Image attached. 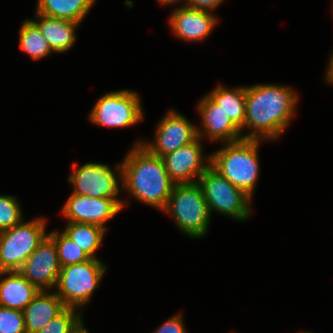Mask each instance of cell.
I'll return each mask as SVG.
<instances>
[{"label": "cell", "instance_id": "1", "mask_svg": "<svg viewBox=\"0 0 333 333\" xmlns=\"http://www.w3.org/2000/svg\"><path fill=\"white\" fill-rule=\"evenodd\" d=\"M299 97L289 86L255 84L246 86L245 122L251 131L244 139L275 140L289 126Z\"/></svg>", "mask_w": 333, "mask_h": 333}, {"label": "cell", "instance_id": "2", "mask_svg": "<svg viewBox=\"0 0 333 333\" xmlns=\"http://www.w3.org/2000/svg\"><path fill=\"white\" fill-rule=\"evenodd\" d=\"M137 141L122 164V190L138 201L163 211L175 183L161 157L151 154Z\"/></svg>", "mask_w": 333, "mask_h": 333}, {"label": "cell", "instance_id": "3", "mask_svg": "<svg viewBox=\"0 0 333 333\" xmlns=\"http://www.w3.org/2000/svg\"><path fill=\"white\" fill-rule=\"evenodd\" d=\"M261 140L241 139L225 143L210 154V165L235 187L252 198L259 178L258 149Z\"/></svg>", "mask_w": 333, "mask_h": 333}, {"label": "cell", "instance_id": "4", "mask_svg": "<svg viewBox=\"0 0 333 333\" xmlns=\"http://www.w3.org/2000/svg\"><path fill=\"white\" fill-rule=\"evenodd\" d=\"M163 212L173 216L175 225L190 238L204 237L211 215L198 182L175 184Z\"/></svg>", "mask_w": 333, "mask_h": 333}, {"label": "cell", "instance_id": "5", "mask_svg": "<svg viewBox=\"0 0 333 333\" xmlns=\"http://www.w3.org/2000/svg\"><path fill=\"white\" fill-rule=\"evenodd\" d=\"M107 267L98 258L61 267L55 286L65 307L78 309L87 304Z\"/></svg>", "mask_w": 333, "mask_h": 333}, {"label": "cell", "instance_id": "6", "mask_svg": "<svg viewBox=\"0 0 333 333\" xmlns=\"http://www.w3.org/2000/svg\"><path fill=\"white\" fill-rule=\"evenodd\" d=\"M46 222L43 217L28 222L22 220L11 229L0 232V272L21 269L24 261L48 235Z\"/></svg>", "mask_w": 333, "mask_h": 333}, {"label": "cell", "instance_id": "7", "mask_svg": "<svg viewBox=\"0 0 333 333\" xmlns=\"http://www.w3.org/2000/svg\"><path fill=\"white\" fill-rule=\"evenodd\" d=\"M210 215L218 212L235 220H246L251 214V197L235 187L211 165L198 179Z\"/></svg>", "mask_w": 333, "mask_h": 333}, {"label": "cell", "instance_id": "8", "mask_svg": "<svg viewBox=\"0 0 333 333\" xmlns=\"http://www.w3.org/2000/svg\"><path fill=\"white\" fill-rule=\"evenodd\" d=\"M72 168L68 181L74 189L73 194L93 198H112L122 208L129 204V201H122L117 197L120 189L123 188L121 163L115 167L118 173H114L109 165L96 162H88L80 167L74 163Z\"/></svg>", "mask_w": 333, "mask_h": 333}, {"label": "cell", "instance_id": "9", "mask_svg": "<svg viewBox=\"0 0 333 333\" xmlns=\"http://www.w3.org/2000/svg\"><path fill=\"white\" fill-rule=\"evenodd\" d=\"M139 95L127 89L108 92L96 100L89 119L105 127L125 128L143 119V108Z\"/></svg>", "mask_w": 333, "mask_h": 333}, {"label": "cell", "instance_id": "10", "mask_svg": "<svg viewBox=\"0 0 333 333\" xmlns=\"http://www.w3.org/2000/svg\"><path fill=\"white\" fill-rule=\"evenodd\" d=\"M155 130L153 143L142 141L140 144L151 154L159 157L186 146L198 138L197 126L173 109L166 113Z\"/></svg>", "mask_w": 333, "mask_h": 333}, {"label": "cell", "instance_id": "11", "mask_svg": "<svg viewBox=\"0 0 333 333\" xmlns=\"http://www.w3.org/2000/svg\"><path fill=\"white\" fill-rule=\"evenodd\" d=\"M161 158L168 175L175 184L198 182L211 163L210 155L206 157L203 152L202 138L199 137Z\"/></svg>", "mask_w": 333, "mask_h": 333}, {"label": "cell", "instance_id": "12", "mask_svg": "<svg viewBox=\"0 0 333 333\" xmlns=\"http://www.w3.org/2000/svg\"><path fill=\"white\" fill-rule=\"evenodd\" d=\"M60 269L56 245L47 235L19 272L38 290L47 291L56 286Z\"/></svg>", "mask_w": 333, "mask_h": 333}, {"label": "cell", "instance_id": "13", "mask_svg": "<svg viewBox=\"0 0 333 333\" xmlns=\"http://www.w3.org/2000/svg\"><path fill=\"white\" fill-rule=\"evenodd\" d=\"M122 209L112 198H93L71 193L61 213L68 219L67 222L94 224L106 230V222Z\"/></svg>", "mask_w": 333, "mask_h": 333}, {"label": "cell", "instance_id": "14", "mask_svg": "<svg viewBox=\"0 0 333 333\" xmlns=\"http://www.w3.org/2000/svg\"><path fill=\"white\" fill-rule=\"evenodd\" d=\"M202 128L197 127L199 138L206 136L211 141L224 143L236 142L244 138L243 132L233 123L230 117L208 95L197 105Z\"/></svg>", "mask_w": 333, "mask_h": 333}, {"label": "cell", "instance_id": "15", "mask_svg": "<svg viewBox=\"0 0 333 333\" xmlns=\"http://www.w3.org/2000/svg\"><path fill=\"white\" fill-rule=\"evenodd\" d=\"M169 25L176 37L185 41L205 40L218 23L214 12L181 5L169 15Z\"/></svg>", "mask_w": 333, "mask_h": 333}, {"label": "cell", "instance_id": "16", "mask_svg": "<svg viewBox=\"0 0 333 333\" xmlns=\"http://www.w3.org/2000/svg\"><path fill=\"white\" fill-rule=\"evenodd\" d=\"M39 291L19 271L0 272V306L2 307L23 311Z\"/></svg>", "mask_w": 333, "mask_h": 333}, {"label": "cell", "instance_id": "17", "mask_svg": "<svg viewBox=\"0 0 333 333\" xmlns=\"http://www.w3.org/2000/svg\"><path fill=\"white\" fill-rule=\"evenodd\" d=\"M35 17L31 21L40 29L53 53H64L73 47L76 41L75 29L80 23L39 13Z\"/></svg>", "mask_w": 333, "mask_h": 333}, {"label": "cell", "instance_id": "18", "mask_svg": "<svg viewBox=\"0 0 333 333\" xmlns=\"http://www.w3.org/2000/svg\"><path fill=\"white\" fill-rule=\"evenodd\" d=\"M64 308L56 292L39 291L23 310L26 332L36 333L42 330Z\"/></svg>", "mask_w": 333, "mask_h": 333}, {"label": "cell", "instance_id": "19", "mask_svg": "<svg viewBox=\"0 0 333 333\" xmlns=\"http://www.w3.org/2000/svg\"><path fill=\"white\" fill-rule=\"evenodd\" d=\"M207 95L222 108L240 130L243 128L246 106L245 86L228 89L218 84Z\"/></svg>", "mask_w": 333, "mask_h": 333}, {"label": "cell", "instance_id": "20", "mask_svg": "<svg viewBox=\"0 0 333 333\" xmlns=\"http://www.w3.org/2000/svg\"><path fill=\"white\" fill-rule=\"evenodd\" d=\"M96 0H38L35 13L81 23Z\"/></svg>", "mask_w": 333, "mask_h": 333}, {"label": "cell", "instance_id": "21", "mask_svg": "<svg viewBox=\"0 0 333 333\" xmlns=\"http://www.w3.org/2000/svg\"><path fill=\"white\" fill-rule=\"evenodd\" d=\"M63 232L76 243L90 258L100 248L106 230L94 224L67 222Z\"/></svg>", "mask_w": 333, "mask_h": 333}, {"label": "cell", "instance_id": "22", "mask_svg": "<svg viewBox=\"0 0 333 333\" xmlns=\"http://www.w3.org/2000/svg\"><path fill=\"white\" fill-rule=\"evenodd\" d=\"M19 44L22 51L33 60H41L53 52L40 29L30 20L23 21L19 30Z\"/></svg>", "mask_w": 333, "mask_h": 333}, {"label": "cell", "instance_id": "23", "mask_svg": "<svg viewBox=\"0 0 333 333\" xmlns=\"http://www.w3.org/2000/svg\"><path fill=\"white\" fill-rule=\"evenodd\" d=\"M48 236L54 241L60 267L85 262L90 257L63 231H53Z\"/></svg>", "mask_w": 333, "mask_h": 333}, {"label": "cell", "instance_id": "24", "mask_svg": "<svg viewBox=\"0 0 333 333\" xmlns=\"http://www.w3.org/2000/svg\"><path fill=\"white\" fill-rule=\"evenodd\" d=\"M82 323L81 310L65 307L42 330L36 333H74Z\"/></svg>", "mask_w": 333, "mask_h": 333}, {"label": "cell", "instance_id": "25", "mask_svg": "<svg viewBox=\"0 0 333 333\" xmlns=\"http://www.w3.org/2000/svg\"><path fill=\"white\" fill-rule=\"evenodd\" d=\"M22 220V209L17 198L0 195V232L11 229Z\"/></svg>", "mask_w": 333, "mask_h": 333}, {"label": "cell", "instance_id": "26", "mask_svg": "<svg viewBox=\"0 0 333 333\" xmlns=\"http://www.w3.org/2000/svg\"><path fill=\"white\" fill-rule=\"evenodd\" d=\"M0 333H27L23 311L0 306Z\"/></svg>", "mask_w": 333, "mask_h": 333}, {"label": "cell", "instance_id": "27", "mask_svg": "<svg viewBox=\"0 0 333 333\" xmlns=\"http://www.w3.org/2000/svg\"><path fill=\"white\" fill-rule=\"evenodd\" d=\"M153 333H187L183 323L182 314L178 313L169 317Z\"/></svg>", "mask_w": 333, "mask_h": 333}, {"label": "cell", "instance_id": "28", "mask_svg": "<svg viewBox=\"0 0 333 333\" xmlns=\"http://www.w3.org/2000/svg\"><path fill=\"white\" fill-rule=\"evenodd\" d=\"M189 8L213 12L224 0H183Z\"/></svg>", "mask_w": 333, "mask_h": 333}, {"label": "cell", "instance_id": "29", "mask_svg": "<svg viewBox=\"0 0 333 333\" xmlns=\"http://www.w3.org/2000/svg\"><path fill=\"white\" fill-rule=\"evenodd\" d=\"M327 71H326V82L327 83H330V84H333V52L330 56V59H329V63H328V66H327Z\"/></svg>", "mask_w": 333, "mask_h": 333}, {"label": "cell", "instance_id": "30", "mask_svg": "<svg viewBox=\"0 0 333 333\" xmlns=\"http://www.w3.org/2000/svg\"><path fill=\"white\" fill-rule=\"evenodd\" d=\"M181 0H158L160 5H169V4H175L177 2H180Z\"/></svg>", "mask_w": 333, "mask_h": 333}, {"label": "cell", "instance_id": "31", "mask_svg": "<svg viewBox=\"0 0 333 333\" xmlns=\"http://www.w3.org/2000/svg\"><path fill=\"white\" fill-rule=\"evenodd\" d=\"M74 333H89L87 328L84 327L83 323L80 325V327L74 332Z\"/></svg>", "mask_w": 333, "mask_h": 333}]
</instances>
